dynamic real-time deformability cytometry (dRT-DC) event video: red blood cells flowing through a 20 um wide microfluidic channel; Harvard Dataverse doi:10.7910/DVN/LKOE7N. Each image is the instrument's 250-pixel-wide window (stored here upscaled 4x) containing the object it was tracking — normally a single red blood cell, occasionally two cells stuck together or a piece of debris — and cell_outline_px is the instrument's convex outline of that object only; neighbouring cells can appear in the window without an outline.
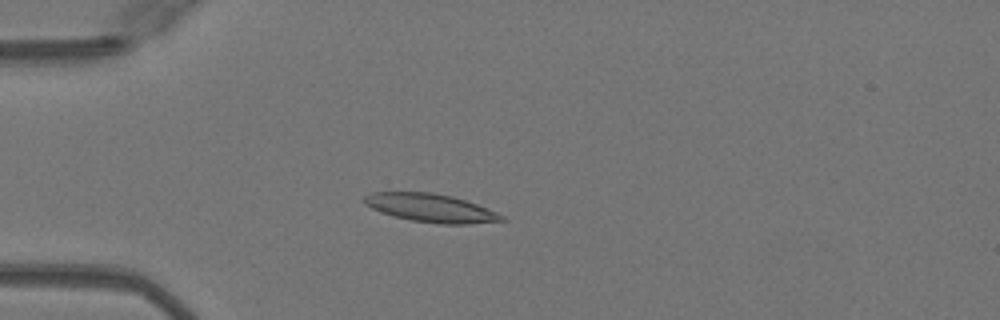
{"species": "Egyptian fruit bat (a non-hibernating species)", "species_latin": "Rousettus aegyptiacus", "temperature_condition": "warm", "stored_images_in_passage": 50, "camera_frame_rate_fps": 3000, "um_per_image_px": 0.085, "animal": {"sex": "female"}, "frame": {"image": 1, "passage_image": 14, "time_ms": 4.333, "image_size_px": [1000, 320], "cell_outline_px": [[508, 220], [468, 224], [440, 224], [412, 220], [380, 212], [364, 204], [364, 196], [372, 192], [432, 192], [452, 196], [476, 204], [496, 212], [504, 216]], "centroid_in_image_um": [36.62, 17.67], "position_along_channel_um": 48.4, "area_um2": 22.48}}
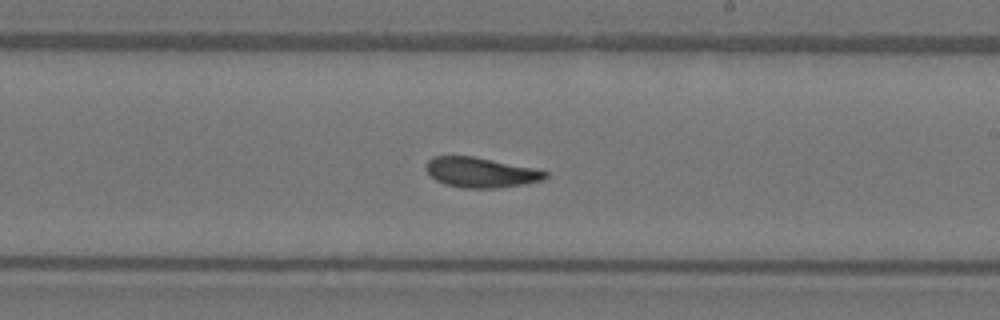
{"frame": {"image": 2, "passage_image": 30, "time_ms": 9.667, "image_size_px": [1000, 320], "cell_outline_px": [[548, 176], [544, 180], [524, 184], [496, 188], [460, 188], [444, 184], [436, 180], [428, 172], [428, 160], [432, 156], [472, 156], [536, 168], [548, 172]], "centroid_in_image_um": [40.91, 14.66], "position_along_channel_um": 248.1, "area_um2": 20.87}}
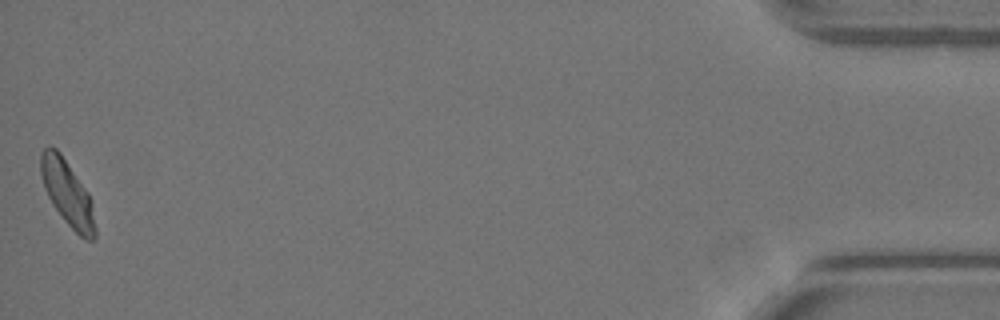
{"frame": {"image": 3, "passage_image": 50, "time_ms": 16.333, "image_size_px": [1000, 320], "cell_outline_px": [[96, 236], [92, 240], [84, 240], [64, 220], [52, 204], [44, 188], [40, 172], [40, 152], [48, 144], [56, 148], [60, 152], [88, 192], [96, 228]], "centroid_in_image_um": [5.7, 16.39], "position_along_channel_um": 429.5, "area_um2": 20.63}, "authors_computed_cell_mechanics": {"area_um2": 21.2126, "velocity_mm_per_s": 4.0824, "shape_relaxation_time_tau1_ms": 6.7731, "shape_relaxation_time_tau2_ms": 1.2154, "deformation_change_tau1": 0.2002, "deformation_change_tau2": 0.0801}}